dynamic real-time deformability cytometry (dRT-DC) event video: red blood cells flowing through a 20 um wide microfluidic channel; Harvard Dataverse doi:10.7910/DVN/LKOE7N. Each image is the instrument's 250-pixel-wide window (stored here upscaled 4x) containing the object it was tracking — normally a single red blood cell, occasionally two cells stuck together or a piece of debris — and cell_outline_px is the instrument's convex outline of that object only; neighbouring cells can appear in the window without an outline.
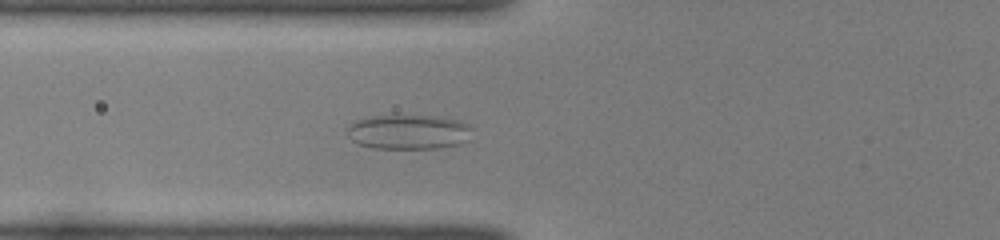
{"species": "common noctule bat (a hibernating species)", "species_latin": "Nyctalus noctula", "temperature_condition": "room temperature", "stored_images_in_passage": 42, "camera_frame_rate_fps": 3000, "um_per_image_px": 0.085, "animal": {"sex": "female", "body_mass_g": 22.0, "forearm_length_mm": 56.7}, "frame": {"image": 1, "passage_image": 11, "time_ms": 3.333, "image_size_px": [1000, 240], "cell_outline_px": [[472, 128], [468, 140], [460, 144], [440, 148], [372, 148], [360, 144], [352, 140], [348, 136], [348, 124], [352, 120], [372, 116], [444, 116], [460, 120], [468, 124]], "centroid_in_image_um": [34.74, 11.2], "position_along_channel_um": 91.1, "area_um2": 25.49}}
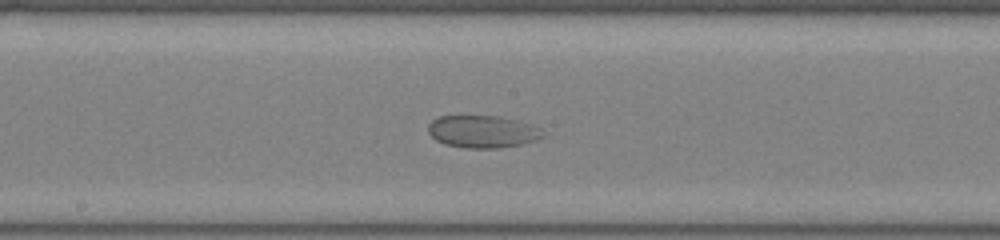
{"frame": {"image": 2, "passage_image": 20, "time_ms": 6.333, "image_size_px": [1000, 240], "cell_outline_px": [[544, 136], [536, 140], [520, 144], [500, 148], [464, 148], [444, 144], [436, 140], [428, 132], [428, 124], [432, 120], [440, 116], [500, 116], [528, 124], [540, 128]], "centroid_in_image_um": [40.98, 11.19], "position_along_channel_um": 207.2, "area_um2": 21.5}}
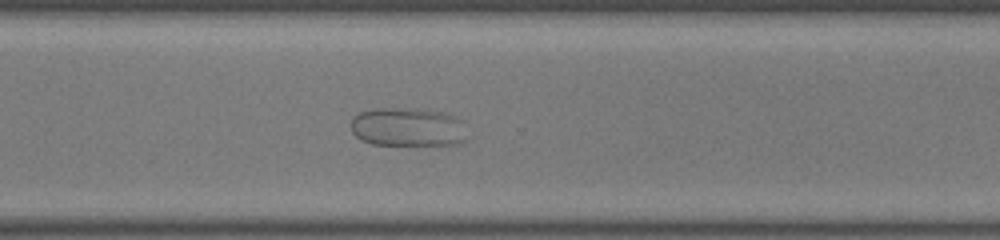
{"frame": {"image": 3, "passage_image": 30, "time_ms": 9.667, "image_size_px": [1000, 240], "cell_outline_px": [[464, 140], [460, 144], [372, 144], [360, 140], [352, 132], [352, 116], [360, 112], [372, 108], [408, 108], [444, 112], [456, 116], [464, 120]], "centroid_in_image_um": [34.65, 10.78], "position_along_channel_um": 336.0, "area_um2": 26.3}, "authors_computed_cell_mechanics": {"area_um2": 27.5128, "velocity_mm_per_s": 3.8684, "shape_relaxation_time_tau1_ms": 6.457, "shape_relaxation_time_tau2_ms": null, "deformation_change_tau1": 0.097, "deformation_change_tau2": null}}